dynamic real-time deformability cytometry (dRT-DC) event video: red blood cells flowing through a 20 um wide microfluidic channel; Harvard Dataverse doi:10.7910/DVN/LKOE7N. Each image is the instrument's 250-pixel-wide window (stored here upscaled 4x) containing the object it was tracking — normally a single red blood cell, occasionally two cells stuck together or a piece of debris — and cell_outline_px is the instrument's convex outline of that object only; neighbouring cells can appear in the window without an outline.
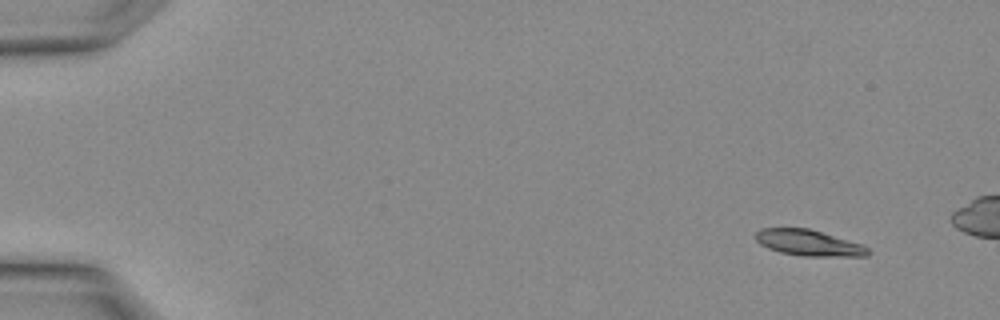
{"species": "Egyptian fruit bat (a non-hibernating species)", "species_latin": "Rousettus aegyptiacus", "temperature_condition": "warm", "stored_images_in_passage": 3, "camera_frame_rate_fps": 3000, "um_per_image_px": 0.085, "animal": {"sex": "female"}, "frame": {"image": 1, "passage_image": 1, "time_ms": 0.0, "image_size_px": [1000, 320], "cell_outline_px": [[872, 252], [868, 256], [804, 256], [780, 252], [768, 248], [760, 244], [756, 240], [756, 232], [760, 228], [808, 228], [860, 244], [868, 248]], "centroid_in_image_um": [68.72, 20.65], "position_along_channel_um": 16.3, "area_um2": 16.82}}